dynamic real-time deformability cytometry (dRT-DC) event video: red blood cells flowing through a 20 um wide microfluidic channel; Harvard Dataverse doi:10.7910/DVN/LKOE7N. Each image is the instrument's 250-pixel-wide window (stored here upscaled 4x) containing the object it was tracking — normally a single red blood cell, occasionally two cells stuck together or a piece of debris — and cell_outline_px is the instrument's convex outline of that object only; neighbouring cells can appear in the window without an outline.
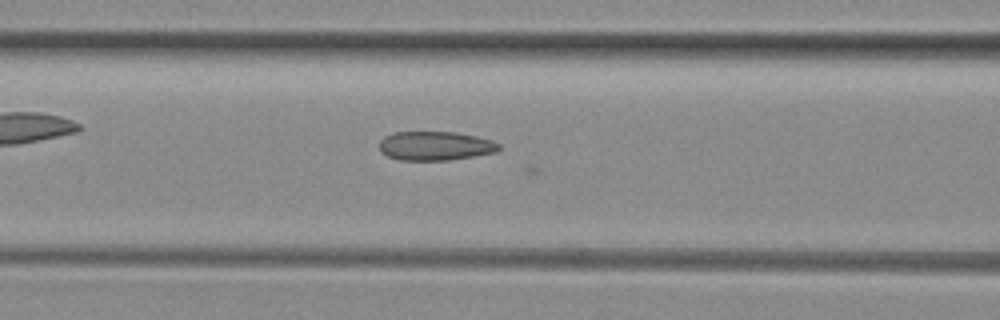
{"species": "common noctule bat (a hibernating species)", "species_latin": "Nyctalus noctula", "temperature_condition": "room temperature", "stored_images_in_passage": 14, "camera_frame_rate_fps": 3000, "um_per_image_px": 0.085, "animal": {"sex": "female", "body_mass_g": 29.2, "forearm_length_mm": 56.3}, "frame": {"image": 1, "passage_image": 12, "time_ms": 3.667, "image_size_px": [1000, 320], "cell_outline_px": [[500, 148], [496, 152], [448, 160], [400, 160], [388, 156], [380, 152], [380, 140], [384, 136], [392, 132], [456, 132], [476, 136], [492, 140], [500, 144]], "centroid_in_image_um": [36.98, 12.39], "position_along_channel_um": 129.6, "area_um2": 20.23}}